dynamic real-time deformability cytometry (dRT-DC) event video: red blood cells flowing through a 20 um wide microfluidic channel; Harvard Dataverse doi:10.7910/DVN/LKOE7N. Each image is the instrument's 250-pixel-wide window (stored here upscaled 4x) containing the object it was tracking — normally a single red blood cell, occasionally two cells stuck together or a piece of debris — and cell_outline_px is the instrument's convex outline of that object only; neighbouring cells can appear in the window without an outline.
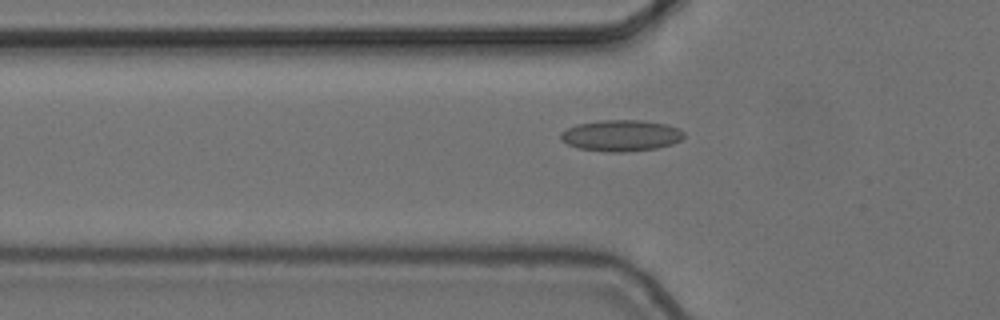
{"species": "common noctule bat (a hibernating species)", "species_latin": "Nyctalus noctula", "temperature_condition": "cold", "stored_images_in_passage": 3, "camera_frame_rate_fps": 3000, "um_per_image_px": 0.085, "animal": {"sex": "female", "body_mass_g": 24.6, "forearm_length_mm": 56.2}, "frame": {"image": 1, "passage_image": 3, "time_ms": 0.667, "image_size_px": [1000, 320], "cell_outline_px": [[684, 136], [680, 140], [672, 144], [656, 148], [624, 152], [608, 152], [580, 148], [568, 144], [560, 140], [560, 132], [576, 124], [600, 120], [644, 120], [668, 124], [680, 128], [684, 132]], "centroid_in_image_um": [52.8, 11.51], "position_along_channel_um": 73.0, "area_um2": 22.6}}